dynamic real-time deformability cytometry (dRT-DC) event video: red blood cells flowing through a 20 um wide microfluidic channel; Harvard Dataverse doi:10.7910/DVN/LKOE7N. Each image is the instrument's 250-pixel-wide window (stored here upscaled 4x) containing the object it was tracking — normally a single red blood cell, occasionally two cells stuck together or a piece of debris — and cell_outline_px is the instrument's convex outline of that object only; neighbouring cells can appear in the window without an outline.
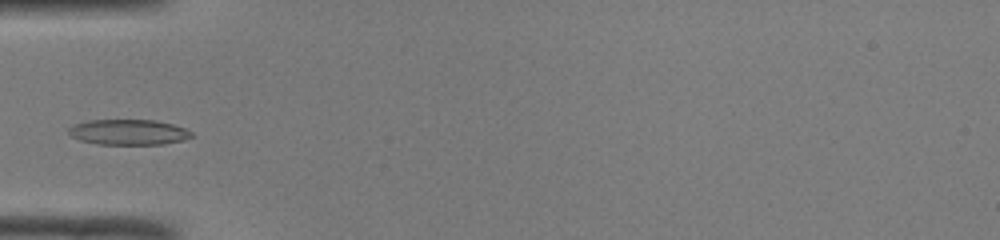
{"species": "common noctule bat (a hibernating species)", "species_latin": "Nyctalus noctula", "temperature_condition": "room temperature", "stored_images_in_passage": 34, "camera_frame_rate_fps": 3000, "um_per_image_px": 0.085, "animal": {"sex": "male", "body_mass_g": 19.0, "forearm_length_mm": 50.8}, "frame": {"image": 1, "passage_image": 1, "time_ms": 0.0, "image_size_px": [1000, 240], "cell_outline_px": [[196, 136], [184, 140], [164, 144], [96, 144], [80, 140], [72, 136], [68, 132], [68, 128], [76, 124], [88, 120], [156, 120], [172, 124], [184, 128], [192, 132]], "centroid_in_image_um": [10.96, 11.23], "position_along_channel_um": 74.0, "area_um2": 18.26}}
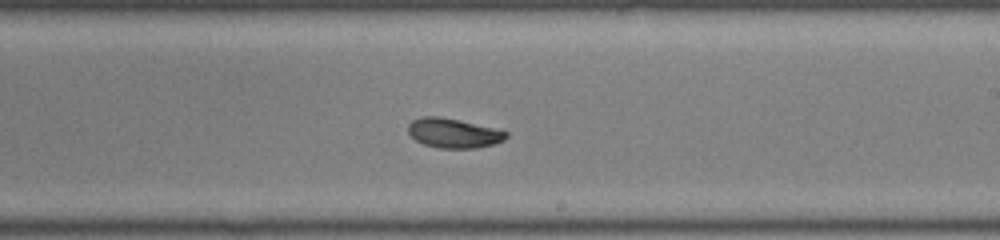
{"frame": {"image": 2, "passage_image": 14, "time_ms": 4.333, "image_size_px": [1000, 240], "cell_outline_px": [[508, 136], [504, 140], [492, 144], [476, 148], [440, 148], [424, 144], [416, 140], [408, 132], [408, 124], [412, 120], [424, 116], [440, 116], [492, 128], [508, 132]], "centroid_in_image_um": [38.52, 11.31], "position_along_channel_um": 250.5, "area_um2": 16.59}}
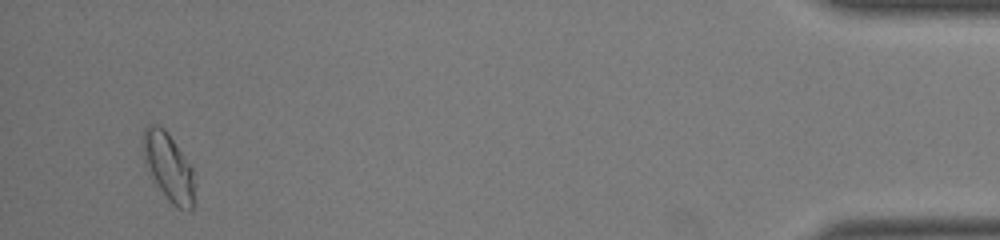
{"frame": {"image": 3, "passage_image": 32, "time_ms": 10.333, "image_size_px": [1000, 240], "cell_outline_px": [[192, 208], [176, 208], [168, 200], [148, 172], [144, 164], [144, 128], [148, 124], [156, 124], [164, 128], [168, 132], [192, 168]], "centroid_in_image_um": [14.28, 14.14], "position_along_channel_um": 420.9, "area_um2": 19.71}}